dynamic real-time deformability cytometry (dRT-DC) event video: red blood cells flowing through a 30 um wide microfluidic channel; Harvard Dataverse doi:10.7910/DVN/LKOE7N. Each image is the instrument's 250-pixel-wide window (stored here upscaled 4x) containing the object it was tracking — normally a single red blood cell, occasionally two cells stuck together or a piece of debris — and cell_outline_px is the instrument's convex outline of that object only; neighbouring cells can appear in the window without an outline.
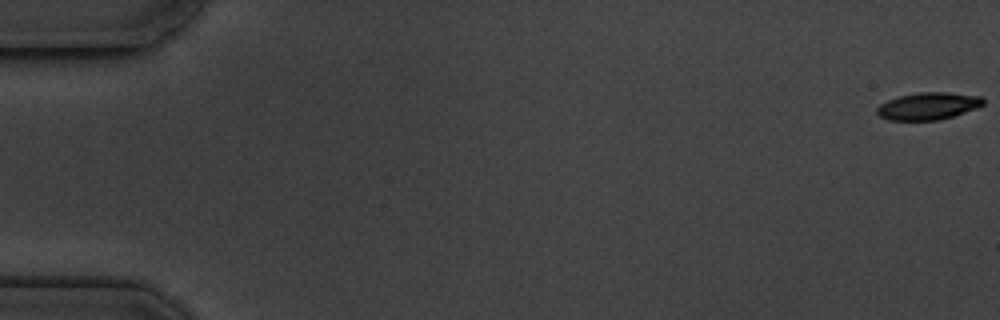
{"species": "common noctule bat (a hibernating species)", "species_latin": "Nyctalus noctula", "temperature_condition": "cold", "stored_images_in_passage": 6, "camera_frame_rate_fps": 3000, "um_per_image_px": 0.085, "animal": {"sex": "male", "body_mass_g": 19.5, "forearm_length_mm": 54.6}, "frame": {"image": 1, "passage_image": 1, "time_ms": 0.0, "image_size_px": [1000, 320], "cell_outline_px": [[984, 104], [976, 108], [940, 120], [888, 120], [880, 116], [876, 112], [876, 108], [880, 104], [888, 100], [900, 96], [920, 92], [948, 92], [980, 96], [984, 100]], "centroid_in_image_um": [78.88, 9.01], "position_along_channel_um": 6.1, "area_um2": 16.76}}
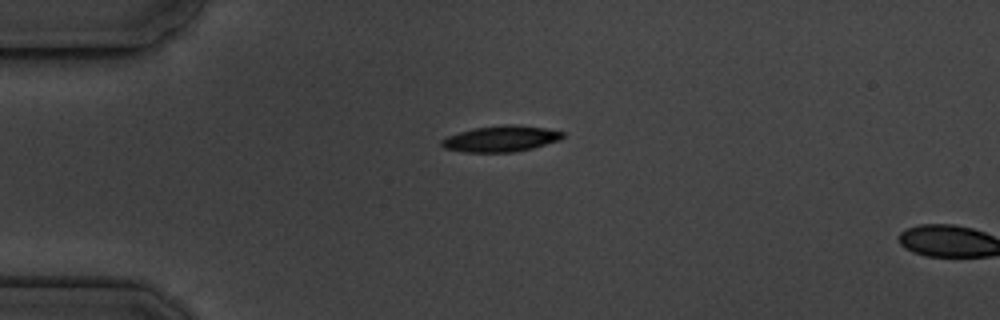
{"frame": {"image": 2, "passage_image": 5, "time_ms": 4.667, "image_size_px": [1000, 320], "cell_outline_px": [[564, 136], [560, 140], [532, 148], [512, 152], [464, 152], [444, 148], [440, 144], [440, 140], [448, 136], [460, 132], [476, 128], [504, 124], [516, 124], [544, 128], [564, 132]], "centroid_in_image_um": [42.58, 11.79], "position_along_channel_um": 42.4, "area_um2": 18.26}}